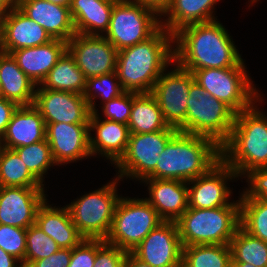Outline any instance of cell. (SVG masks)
Masks as SVG:
<instances>
[{
	"mask_svg": "<svg viewBox=\"0 0 267 267\" xmlns=\"http://www.w3.org/2000/svg\"><path fill=\"white\" fill-rule=\"evenodd\" d=\"M219 21L191 24L174 34V63L192 72L238 66L243 59Z\"/></svg>",
	"mask_w": 267,
	"mask_h": 267,
	"instance_id": "6da1fadb",
	"label": "cell"
},
{
	"mask_svg": "<svg viewBox=\"0 0 267 267\" xmlns=\"http://www.w3.org/2000/svg\"><path fill=\"white\" fill-rule=\"evenodd\" d=\"M174 35L160 28L148 40L117 52L116 73L125 91L152 92L155 82L174 63Z\"/></svg>",
	"mask_w": 267,
	"mask_h": 267,
	"instance_id": "7a4b0ae2",
	"label": "cell"
},
{
	"mask_svg": "<svg viewBox=\"0 0 267 267\" xmlns=\"http://www.w3.org/2000/svg\"><path fill=\"white\" fill-rule=\"evenodd\" d=\"M220 160V146L213 139L178 131L159 154L156 168L147 178L188 182L206 174Z\"/></svg>",
	"mask_w": 267,
	"mask_h": 267,
	"instance_id": "3957f363",
	"label": "cell"
},
{
	"mask_svg": "<svg viewBox=\"0 0 267 267\" xmlns=\"http://www.w3.org/2000/svg\"><path fill=\"white\" fill-rule=\"evenodd\" d=\"M221 160L237 173L267 168V116L254 104L235 115L229 138L220 146Z\"/></svg>",
	"mask_w": 267,
	"mask_h": 267,
	"instance_id": "277c9868",
	"label": "cell"
},
{
	"mask_svg": "<svg viewBox=\"0 0 267 267\" xmlns=\"http://www.w3.org/2000/svg\"><path fill=\"white\" fill-rule=\"evenodd\" d=\"M237 201L229 206L215 208L188 207L176 221L182 247L230 244L240 227V200Z\"/></svg>",
	"mask_w": 267,
	"mask_h": 267,
	"instance_id": "5b68a950",
	"label": "cell"
},
{
	"mask_svg": "<svg viewBox=\"0 0 267 267\" xmlns=\"http://www.w3.org/2000/svg\"><path fill=\"white\" fill-rule=\"evenodd\" d=\"M235 115L229 106L194 81L189 88L186 120L178 131L211 138L221 146L230 136Z\"/></svg>",
	"mask_w": 267,
	"mask_h": 267,
	"instance_id": "8992f818",
	"label": "cell"
},
{
	"mask_svg": "<svg viewBox=\"0 0 267 267\" xmlns=\"http://www.w3.org/2000/svg\"><path fill=\"white\" fill-rule=\"evenodd\" d=\"M245 67L242 61L238 66L198 69L192 74L206 93L224 102L237 114L261 101Z\"/></svg>",
	"mask_w": 267,
	"mask_h": 267,
	"instance_id": "52a82bcc",
	"label": "cell"
},
{
	"mask_svg": "<svg viewBox=\"0 0 267 267\" xmlns=\"http://www.w3.org/2000/svg\"><path fill=\"white\" fill-rule=\"evenodd\" d=\"M160 28V15L155 10L133 0H117L103 36L120 51L148 40Z\"/></svg>",
	"mask_w": 267,
	"mask_h": 267,
	"instance_id": "ba28073f",
	"label": "cell"
},
{
	"mask_svg": "<svg viewBox=\"0 0 267 267\" xmlns=\"http://www.w3.org/2000/svg\"><path fill=\"white\" fill-rule=\"evenodd\" d=\"M119 178L100 189L83 195L77 201L66 205L72 222L78 232L87 239H106L108 236L116 205L120 196L116 193Z\"/></svg>",
	"mask_w": 267,
	"mask_h": 267,
	"instance_id": "9c48e42d",
	"label": "cell"
},
{
	"mask_svg": "<svg viewBox=\"0 0 267 267\" xmlns=\"http://www.w3.org/2000/svg\"><path fill=\"white\" fill-rule=\"evenodd\" d=\"M163 220L145 200L120 197L105 241L131 252Z\"/></svg>",
	"mask_w": 267,
	"mask_h": 267,
	"instance_id": "30bf717a",
	"label": "cell"
},
{
	"mask_svg": "<svg viewBox=\"0 0 267 267\" xmlns=\"http://www.w3.org/2000/svg\"><path fill=\"white\" fill-rule=\"evenodd\" d=\"M177 132L178 129L168 126L153 133L130 134L125 154L115 164L118 178L141 181L147 178L155 170L159 154Z\"/></svg>",
	"mask_w": 267,
	"mask_h": 267,
	"instance_id": "8fae6325",
	"label": "cell"
},
{
	"mask_svg": "<svg viewBox=\"0 0 267 267\" xmlns=\"http://www.w3.org/2000/svg\"><path fill=\"white\" fill-rule=\"evenodd\" d=\"M176 68L160 75L152 94L156 98L165 122L178 129L186 120L189 88L195 81L192 72L176 63Z\"/></svg>",
	"mask_w": 267,
	"mask_h": 267,
	"instance_id": "7c38bea8",
	"label": "cell"
},
{
	"mask_svg": "<svg viewBox=\"0 0 267 267\" xmlns=\"http://www.w3.org/2000/svg\"><path fill=\"white\" fill-rule=\"evenodd\" d=\"M67 51L86 79L116 71L118 51L104 36L76 33L67 42Z\"/></svg>",
	"mask_w": 267,
	"mask_h": 267,
	"instance_id": "4fadbf2b",
	"label": "cell"
},
{
	"mask_svg": "<svg viewBox=\"0 0 267 267\" xmlns=\"http://www.w3.org/2000/svg\"><path fill=\"white\" fill-rule=\"evenodd\" d=\"M131 252L151 267H182V244L177 223L163 221Z\"/></svg>",
	"mask_w": 267,
	"mask_h": 267,
	"instance_id": "5bb4252c",
	"label": "cell"
},
{
	"mask_svg": "<svg viewBox=\"0 0 267 267\" xmlns=\"http://www.w3.org/2000/svg\"><path fill=\"white\" fill-rule=\"evenodd\" d=\"M45 124H89L90 108L84 95L51 89H36L33 104Z\"/></svg>",
	"mask_w": 267,
	"mask_h": 267,
	"instance_id": "9a60e30c",
	"label": "cell"
},
{
	"mask_svg": "<svg viewBox=\"0 0 267 267\" xmlns=\"http://www.w3.org/2000/svg\"><path fill=\"white\" fill-rule=\"evenodd\" d=\"M236 177L237 173L220 160L206 174L187 182L189 207L205 209L231 205L232 192L227 181Z\"/></svg>",
	"mask_w": 267,
	"mask_h": 267,
	"instance_id": "2e32d148",
	"label": "cell"
},
{
	"mask_svg": "<svg viewBox=\"0 0 267 267\" xmlns=\"http://www.w3.org/2000/svg\"><path fill=\"white\" fill-rule=\"evenodd\" d=\"M44 187H0V224L27 229L46 200Z\"/></svg>",
	"mask_w": 267,
	"mask_h": 267,
	"instance_id": "e0dca14e",
	"label": "cell"
},
{
	"mask_svg": "<svg viewBox=\"0 0 267 267\" xmlns=\"http://www.w3.org/2000/svg\"><path fill=\"white\" fill-rule=\"evenodd\" d=\"M46 125V140L54 162L68 164L91 157L89 124L50 123Z\"/></svg>",
	"mask_w": 267,
	"mask_h": 267,
	"instance_id": "ac0fdd59",
	"label": "cell"
},
{
	"mask_svg": "<svg viewBox=\"0 0 267 267\" xmlns=\"http://www.w3.org/2000/svg\"><path fill=\"white\" fill-rule=\"evenodd\" d=\"M52 40L42 26L31 20L16 5L4 18L0 19L2 52L10 54L17 49L41 46Z\"/></svg>",
	"mask_w": 267,
	"mask_h": 267,
	"instance_id": "d6986e66",
	"label": "cell"
},
{
	"mask_svg": "<svg viewBox=\"0 0 267 267\" xmlns=\"http://www.w3.org/2000/svg\"><path fill=\"white\" fill-rule=\"evenodd\" d=\"M16 6L42 26L52 39L68 42L76 34L70 7L48 0H16Z\"/></svg>",
	"mask_w": 267,
	"mask_h": 267,
	"instance_id": "ffe728a7",
	"label": "cell"
},
{
	"mask_svg": "<svg viewBox=\"0 0 267 267\" xmlns=\"http://www.w3.org/2000/svg\"><path fill=\"white\" fill-rule=\"evenodd\" d=\"M149 198L145 200L156 210L163 221L176 222L188 209L187 182L170 179L145 178Z\"/></svg>",
	"mask_w": 267,
	"mask_h": 267,
	"instance_id": "44dd1931",
	"label": "cell"
},
{
	"mask_svg": "<svg viewBox=\"0 0 267 267\" xmlns=\"http://www.w3.org/2000/svg\"><path fill=\"white\" fill-rule=\"evenodd\" d=\"M99 118L97 112L91 113L89 117L90 150L91 157L95 154L105 156L116 164L125 154L130 130L125 124ZM91 130L95 131L96 137L91 136Z\"/></svg>",
	"mask_w": 267,
	"mask_h": 267,
	"instance_id": "7402d4cb",
	"label": "cell"
},
{
	"mask_svg": "<svg viewBox=\"0 0 267 267\" xmlns=\"http://www.w3.org/2000/svg\"><path fill=\"white\" fill-rule=\"evenodd\" d=\"M67 51V42L53 39L47 44L12 51L20 69L37 86L46 78L56 62Z\"/></svg>",
	"mask_w": 267,
	"mask_h": 267,
	"instance_id": "603a6c76",
	"label": "cell"
},
{
	"mask_svg": "<svg viewBox=\"0 0 267 267\" xmlns=\"http://www.w3.org/2000/svg\"><path fill=\"white\" fill-rule=\"evenodd\" d=\"M2 139V146L16 149L46 139V125L40 111L34 106H18Z\"/></svg>",
	"mask_w": 267,
	"mask_h": 267,
	"instance_id": "cb8c5ba5",
	"label": "cell"
},
{
	"mask_svg": "<svg viewBox=\"0 0 267 267\" xmlns=\"http://www.w3.org/2000/svg\"><path fill=\"white\" fill-rule=\"evenodd\" d=\"M47 199L39 207L35 224L43 232L55 240L60 248L72 249L77 246L84 237L78 232L72 222L67 206L57 208L47 204Z\"/></svg>",
	"mask_w": 267,
	"mask_h": 267,
	"instance_id": "d4e9b609",
	"label": "cell"
},
{
	"mask_svg": "<svg viewBox=\"0 0 267 267\" xmlns=\"http://www.w3.org/2000/svg\"><path fill=\"white\" fill-rule=\"evenodd\" d=\"M116 1L72 0L70 13L76 33L103 36L109 28L112 9Z\"/></svg>",
	"mask_w": 267,
	"mask_h": 267,
	"instance_id": "484cf974",
	"label": "cell"
},
{
	"mask_svg": "<svg viewBox=\"0 0 267 267\" xmlns=\"http://www.w3.org/2000/svg\"><path fill=\"white\" fill-rule=\"evenodd\" d=\"M36 87L12 55L0 51V96L18 106H30L34 104Z\"/></svg>",
	"mask_w": 267,
	"mask_h": 267,
	"instance_id": "4316f807",
	"label": "cell"
},
{
	"mask_svg": "<svg viewBox=\"0 0 267 267\" xmlns=\"http://www.w3.org/2000/svg\"><path fill=\"white\" fill-rule=\"evenodd\" d=\"M217 1L219 0H171L160 15V18L168 17L166 21L161 20V27L174 35L185 26L217 20L212 10Z\"/></svg>",
	"mask_w": 267,
	"mask_h": 267,
	"instance_id": "83f0119b",
	"label": "cell"
},
{
	"mask_svg": "<svg viewBox=\"0 0 267 267\" xmlns=\"http://www.w3.org/2000/svg\"><path fill=\"white\" fill-rule=\"evenodd\" d=\"M127 126L129 127L130 134H142L161 131L169 125L165 122L159 104L151 92H134L130 119Z\"/></svg>",
	"mask_w": 267,
	"mask_h": 267,
	"instance_id": "f1b7e54d",
	"label": "cell"
},
{
	"mask_svg": "<svg viewBox=\"0 0 267 267\" xmlns=\"http://www.w3.org/2000/svg\"><path fill=\"white\" fill-rule=\"evenodd\" d=\"M86 82L85 75L76 65L74 58L66 51L42 83L37 85V89L60 90L83 95Z\"/></svg>",
	"mask_w": 267,
	"mask_h": 267,
	"instance_id": "f546056e",
	"label": "cell"
},
{
	"mask_svg": "<svg viewBox=\"0 0 267 267\" xmlns=\"http://www.w3.org/2000/svg\"><path fill=\"white\" fill-rule=\"evenodd\" d=\"M230 245L204 244L182 247V267H231Z\"/></svg>",
	"mask_w": 267,
	"mask_h": 267,
	"instance_id": "4dcf8cb0",
	"label": "cell"
},
{
	"mask_svg": "<svg viewBox=\"0 0 267 267\" xmlns=\"http://www.w3.org/2000/svg\"><path fill=\"white\" fill-rule=\"evenodd\" d=\"M0 187H44L13 149L0 151Z\"/></svg>",
	"mask_w": 267,
	"mask_h": 267,
	"instance_id": "1f68e13d",
	"label": "cell"
},
{
	"mask_svg": "<svg viewBox=\"0 0 267 267\" xmlns=\"http://www.w3.org/2000/svg\"><path fill=\"white\" fill-rule=\"evenodd\" d=\"M231 263L267 267V243L239 227L230 241Z\"/></svg>",
	"mask_w": 267,
	"mask_h": 267,
	"instance_id": "d6a6232c",
	"label": "cell"
},
{
	"mask_svg": "<svg viewBox=\"0 0 267 267\" xmlns=\"http://www.w3.org/2000/svg\"><path fill=\"white\" fill-rule=\"evenodd\" d=\"M240 227L267 243V202L257 198H239Z\"/></svg>",
	"mask_w": 267,
	"mask_h": 267,
	"instance_id": "836d02e7",
	"label": "cell"
},
{
	"mask_svg": "<svg viewBox=\"0 0 267 267\" xmlns=\"http://www.w3.org/2000/svg\"><path fill=\"white\" fill-rule=\"evenodd\" d=\"M124 92L125 90L122 88L115 71L109 74L88 78L83 95L89 105L90 112L95 113L98 111L95 106V98L99 97L102 99V103L105 104Z\"/></svg>",
	"mask_w": 267,
	"mask_h": 267,
	"instance_id": "e575fe53",
	"label": "cell"
},
{
	"mask_svg": "<svg viewBox=\"0 0 267 267\" xmlns=\"http://www.w3.org/2000/svg\"><path fill=\"white\" fill-rule=\"evenodd\" d=\"M23 160L28 170L41 182L44 181V174L51 166L57 165L52 157L48 141L42 140L31 145L13 149Z\"/></svg>",
	"mask_w": 267,
	"mask_h": 267,
	"instance_id": "d590c367",
	"label": "cell"
},
{
	"mask_svg": "<svg viewBox=\"0 0 267 267\" xmlns=\"http://www.w3.org/2000/svg\"><path fill=\"white\" fill-rule=\"evenodd\" d=\"M60 249L54 239L49 237L42 229L33 224L26 229V253L24 267L33 261L44 259Z\"/></svg>",
	"mask_w": 267,
	"mask_h": 267,
	"instance_id": "8d00e7d4",
	"label": "cell"
},
{
	"mask_svg": "<svg viewBox=\"0 0 267 267\" xmlns=\"http://www.w3.org/2000/svg\"><path fill=\"white\" fill-rule=\"evenodd\" d=\"M0 248L18 259L24 267L26 229L0 224Z\"/></svg>",
	"mask_w": 267,
	"mask_h": 267,
	"instance_id": "74e56055",
	"label": "cell"
},
{
	"mask_svg": "<svg viewBox=\"0 0 267 267\" xmlns=\"http://www.w3.org/2000/svg\"><path fill=\"white\" fill-rule=\"evenodd\" d=\"M134 92L125 91L120 96L102 104L105 119L127 125L130 119Z\"/></svg>",
	"mask_w": 267,
	"mask_h": 267,
	"instance_id": "f35d334b",
	"label": "cell"
},
{
	"mask_svg": "<svg viewBox=\"0 0 267 267\" xmlns=\"http://www.w3.org/2000/svg\"><path fill=\"white\" fill-rule=\"evenodd\" d=\"M128 251L96 239V255L93 267H124Z\"/></svg>",
	"mask_w": 267,
	"mask_h": 267,
	"instance_id": "ab89813d",
	"label": "cell"
},
{
	"mask_svg": "<svg viewBox=\"0 0 267 267\" xmlns=\"http://www.w3.org/2000/svg\"><path fill=\"white\" fill-rule=\"evenodd\" d=\"M245 175L250 184L240 198H257L267 202V168L253 169Z\"/></svg>",
	"mask_w": 267,
	"mask_h": 267,
	"instance_id": "60d3db41",
	"label": "cell"
},
{
	"mask_svg": "<svg viewBox=\"0 0 267 267\" xmlns=\"http://www.w3.org/2000/svg\"><path fill=\"white\" fill-rule=\"evenodd\" d=\"M96 255V239L84 238L72 248L71 260L68 267H93Z\"/></svg>",
	"mask_w": 267,
	"mask_h": 267,
	"instance_id": "b9f144b4",
	"label": "cell"
},
{
	"mask_svg": "<svg viewBox=\"0 0 267 267\" xmlns=\"http://www.w3.org/2000/svg\"><path fill=\"white\" fill-rule=\"evenodd\" d=\"M72 255V249L60 248L52 255L33 261L28 267H68Z\"/></svg>",
	"mask_w": 267,
	"mask_h": 267,
	"instance_id": "7bdbcfd3",
	"label": "cell"
},
{
	"mask_svg": "<svg viewBox=\"0 0 267 267\" xmlns=\"http://www.w3.org/2000/svg\"><path fill=\"white\" fill-rule=\"evenodd\" d=\"M17 108L18 105L15 102L0 96V138L4 136L11 117Z\"/></svg>",
	"mask_w": 267,
	"mask_h": 267,
	"instance_id": "ee69618b",
	"label": "cell"
},
{
	"mask_svg": "<svg viewBox=\"0 0 267 267\" xmlns=\"http://www.w3.org/2000/svg\"><path fill=\"white\" fill-rule=\"evenodd\" d=\"M144 6H147L155 10L159 15H161L166 8L169 6L171 0H133Z\"/></svg>",
	"mask_w": 267,
	"mask_h": 267,
	"instance_id": "f6af8a7d",
	"label": "cell"
},
{
	"mask_svg": "<svg viewBox=\"0 0 267 267\" xmlns=\"http://www.w3.org/2000/svg\"><path fill=\"white\" fill-rule=\"evenodd\" d=\"M18 263V264H17ZM0 267H23L21 262L0 248Z\"/></svg>",
	"mask_w": 267,
	"mask_h": 267,
	"instance_id": "bcb514c9",
	"label": "cell"
},
{
	"mask_svg": "<svg viewBox=\"0 0 267 267\" xmlns=\"http://www.w3.org/2000/svg\"><path fill=\"white\" fill-rule=\"evenodd\" d=\"M124 267H151L148 263L138 259L132 252H128Z\"/></svg>",
	"mask_w": 267,
	"mask_h": 267,
	"instance_id": "7dc6e473",
	"label": "cell"
},
{
	"mask_svg": "<svg viewBox=\"0 0 267 267\" xmlns=\"http://www.w3.org/2000/svg\"><path fill=\"white\" fill-rule=\"evenodd\" d=\"M16 5V0H0V19L4 18Z\"/></svg>",
	"mask_w": 267,
	"mask_h": 267,
	"instance_id": "c3c4849f",
	"label": "cell"
},
{
	"mask_svg": "<svg viewBox=\"0 0 267 267\" xmlns=\"http://www.w3.org/2000/svg\"><path fill=\"white\" fill-rule=\"evenodd\" d=\"M48 1L54 4L65 6V7H70L72 3V0H48Z\"/></svg>",
	"mask_w": 267,
	"mask_h": 267,
	"instance_id": "681fc988",
	"label": "cell"
},
{
	"mask_svg": "<svg viewBox=\"0 0 267 267\" xmlns=\"http://www.w3.org/2000/svg\"><path fill=\"white\" fill-rule=\"evenodd\" d=\"M231 267H255L249 263H231Z\"/></svg>",
	"mask_w": 267,
	"mask_h": 267,
	"instance_id": "f907efd6",
	"label": "cell"
},
{
	"mask_svg": "<svg viewBox=\"0 0 267 267\" xmlns=\"http://www.w3.org/2000/svg\"><path fill=\"white\" fill-rule=\"evenodd\" d=\"M2 139L0 138V151H1V149H2Z\"/></svg>",
	"mask_w": 267,
	"mask_h": 267,
	"instance_id": "816d5d0a",
	"label": "cell"
},
{
	"mask_svg": "<svg viewBox=\"0 0 267 267\" xmlns=\"http://www.w3.org/2000/svg\"><path fill=\"white\" fill-rule=\"evenodd\" d=\"M251 1V4H253V3H256L257 2V0H250ZM259 1V0H258Z\"/></svg>",
	"mask_w": 267,
	"mask_h": 267,
	"instance_id": "f5cc1de1",
	"label": "cell"
}]
</instances>
